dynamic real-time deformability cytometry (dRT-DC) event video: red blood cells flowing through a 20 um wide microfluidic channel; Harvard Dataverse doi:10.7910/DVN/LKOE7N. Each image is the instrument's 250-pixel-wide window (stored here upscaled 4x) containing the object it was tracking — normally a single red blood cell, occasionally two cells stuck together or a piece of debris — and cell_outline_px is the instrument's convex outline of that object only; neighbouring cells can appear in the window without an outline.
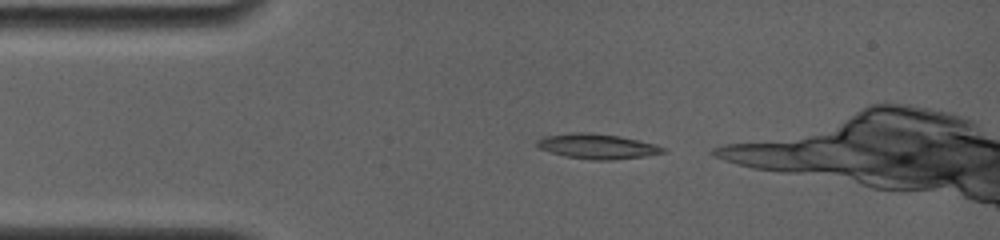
{"species": "common noctule bat (a hibernating species)", "species_latin": "Nyctalus noctula", "temperature_condition": "room temperature", "stored_images_in_passage": 2, "camera_frame_rate_fps": 4000, "um_per_image_px": 0.085, "animal": {"sex": "female", "body_mass_g": 19.0, "forearm_length_mm": 56.7}, "frame": {"image": 1, "passage_image": 1, "time_ms": 0.0, "image_size_px": [1000, 240], "cell_outline_px": [[668, 152], [644, 156], [612, 160], [596, 160], [564, 156], [540, 148], [536, 144], [536, 140], [544, 136], [572, 132], [588, 132], [620, 136], [656, 144], [668, 148]], "centroid_in_image_um": [50.81, 12.43], "position_along_channel_um": 34.2, "area_um2": 18.44}}